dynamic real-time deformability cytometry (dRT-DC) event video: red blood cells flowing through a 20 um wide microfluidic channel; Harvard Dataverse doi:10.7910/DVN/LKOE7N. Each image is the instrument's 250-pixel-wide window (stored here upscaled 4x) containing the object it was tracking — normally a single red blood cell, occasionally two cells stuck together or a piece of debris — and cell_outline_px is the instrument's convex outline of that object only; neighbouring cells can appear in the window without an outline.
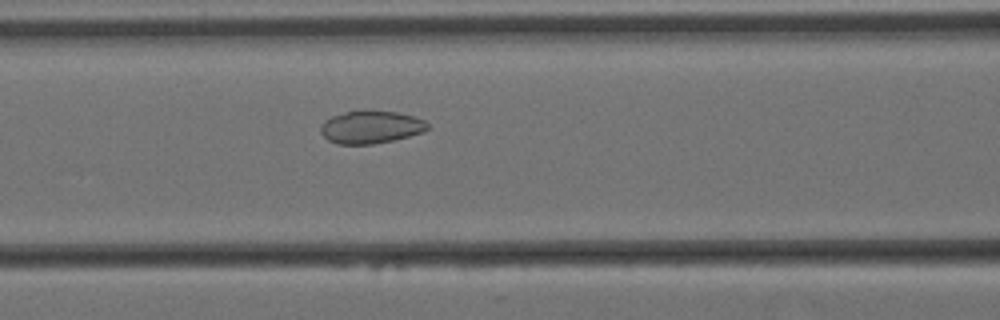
{"species": "Egyptian fruit bat (a non-hibernating species)", "species_latin": "Rousettus aegyptiacus", "temperature_condition": "cold", "stored_images_in_passage": 54, "camera_frame_rate_fps": 3000, "um_per_image_px": 0.085, "animal": {"sex": "female"}, "frame": {"image": 1, "passage_image": 19, "time_ms": 6.0, "image_size_px": [1000, 320], "cell_outline_px": [[428, 128], [424, 132], [392, 140], [372, 144], [340, 144], [328, 140], [320, 132], [320, 124], [324, 120], [332, 116], [344, 112], [364, 108], [396, 112], [412, 116], [424, 120], [428, 124]], "centroid_in_image_um": [31.49, 10.77], "position_along_channel_um": 135.1, "area_um2": 20.69}}
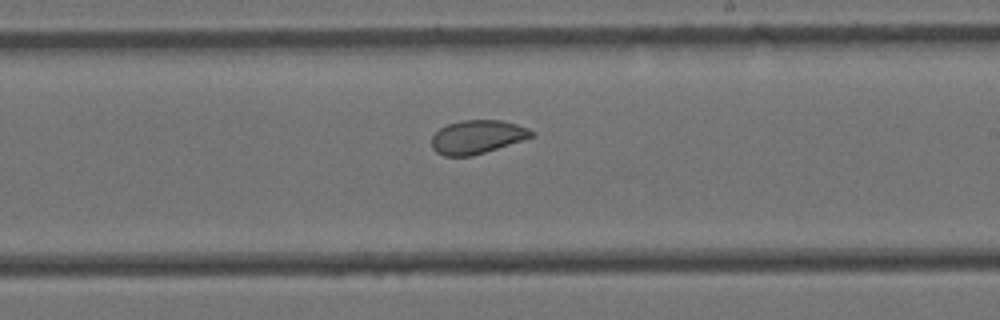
{"frame": {"image": 2, "passage_image": 29, "time_ms": 9.333, "image_size_px": [1000, 320], "cell_outline_px": [[536, 136], [472, 156], [444, 156], [436, 152], [432, 148], [432, 136], [440, 128], [448, 124], [460, 120], [500, 120], [516, 124], [528, 128], [536, 132]], "centroid_in_image_um": [40.58, 11.64], "position_along_channel_um": 248.4, "area_um2": 19.59}}
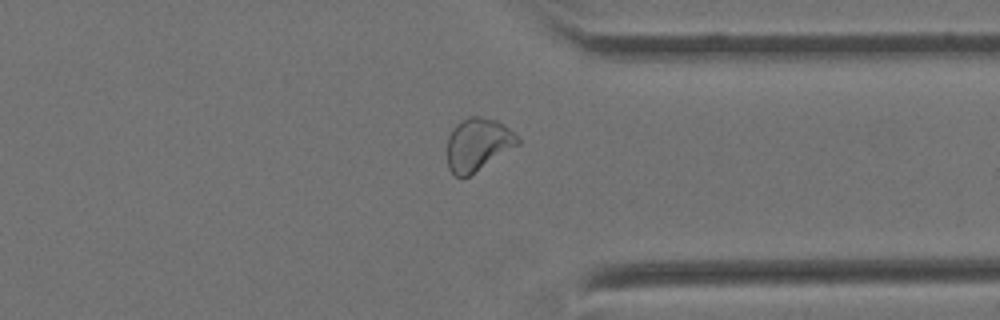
{"frame": {"image": 3, "passage_image": 40, "time_ms": 13.0, "image_size_px": [1000, 320], "cell_outline_px": [[520, 144], [468, 176], [456, 176], [448, 168], [448, 136], [452, 128], [460, 120], [468, 116], [480, 116], [496, 120], [508, 128], [520, 140]], "centroid_in_image_um": [40.6, 12.25], "position_along_channel_um": 370.8, "area_um2": 21.44}, "authors_computed_cell_mechanics": {"area_um2": 21.7617, "velocity_mm_per_s": 3.4136, "shape_relaxation_time_tau1_ms": null, "shape_relaxation_time_tau2_ms": 2.051, "deformation_change_tau1": null, "deformation_change_tau2": 0.0561}}